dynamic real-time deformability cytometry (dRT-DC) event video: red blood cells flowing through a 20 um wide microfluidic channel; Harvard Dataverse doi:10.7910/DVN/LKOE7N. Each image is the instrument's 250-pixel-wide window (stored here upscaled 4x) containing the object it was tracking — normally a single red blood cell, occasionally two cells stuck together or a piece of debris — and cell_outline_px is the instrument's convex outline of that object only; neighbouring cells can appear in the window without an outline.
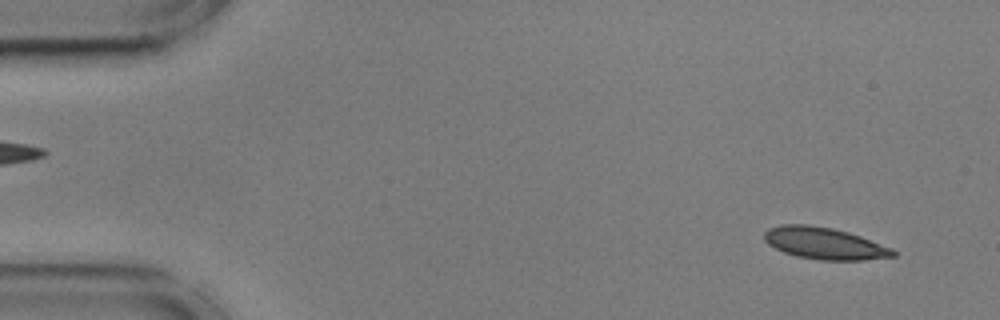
{"species": "common noctule bat (a hibernating species)", "species_latin": "Nyctalus noctula", "temperature_condition": "cold", "stored_images_in_passage": 54, "camera_frame_rate_fps": 3000, "um_per_image_px": 0.085, "animal": {"sex": "male", "body_mass_g": 17.9, "forearm_length_mm": 54.2}, "frame": {"image": 1, "passage_image": 3, "time_ms": 0.667, "image_size_px": [1000, 320], "cell_outline_px": [[896, 256], [864, 260], [820, 260], [796, 256], [784, 252], [768, 244], [764, 240], [764, 232], [768, 228], [780, 224], [808, 224], [832, 228], [848, 232], [860, 236], [892, 248], [896, 252]], "centroid_in_image_um": [70.06, 20.68], "position_along_channel_um": 14.9, "area_um2": 23.93}}
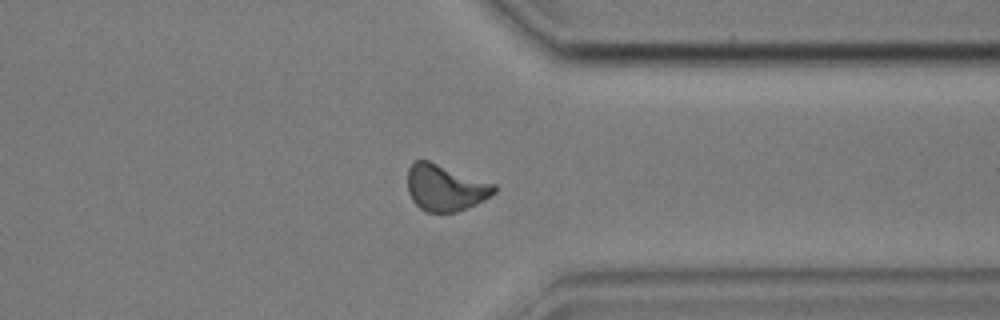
{"frame": {"image": 2, "passage_image": 42, "time_ms": 13.667, "image_size_px": [1000, 320], "cell_outline_px": [[496, 192], [484, 200], [476, 204], [456, 212], [424, 212], [412, 200], [408, 192], [408, 168], [416, 160], [428, 160], [496, 184]], "centroid_in_image_um": [37.85, 15.96], "position_along_channel_um": 373.6, "area_um2": 23.41}}
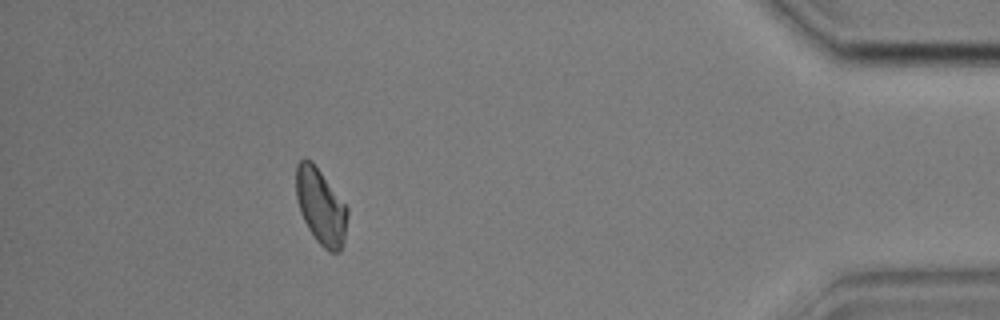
{"frame": {"image": 3, "passage_image": 49, "time_ms": 16.0, "image_size_px": [1000, 320], "cell_outline_px": [[348, 216], [344, 240], [340, 252], [328, 252], [316, 240], [308, 228], [300, 212], [296, 196], [296, 164], [304, 156], [312, 160], [348, 208]], "centroid_in_image_um": [27.26, 17.53], "position_along_channel_um": 407.9, "area_um2": 22.77}, "authors_computed_cell_mechanics": {"area_um2": 23.698, "velocity_mm_per_s": 3.5687, "shape_relaxation_time_tau1_ms": 6.9085, "shape_relaxation_time_tau2_ms": 3.6805, "deformation_change_tau1": 0.1301, "deformation_change_tau2": 0.089}}